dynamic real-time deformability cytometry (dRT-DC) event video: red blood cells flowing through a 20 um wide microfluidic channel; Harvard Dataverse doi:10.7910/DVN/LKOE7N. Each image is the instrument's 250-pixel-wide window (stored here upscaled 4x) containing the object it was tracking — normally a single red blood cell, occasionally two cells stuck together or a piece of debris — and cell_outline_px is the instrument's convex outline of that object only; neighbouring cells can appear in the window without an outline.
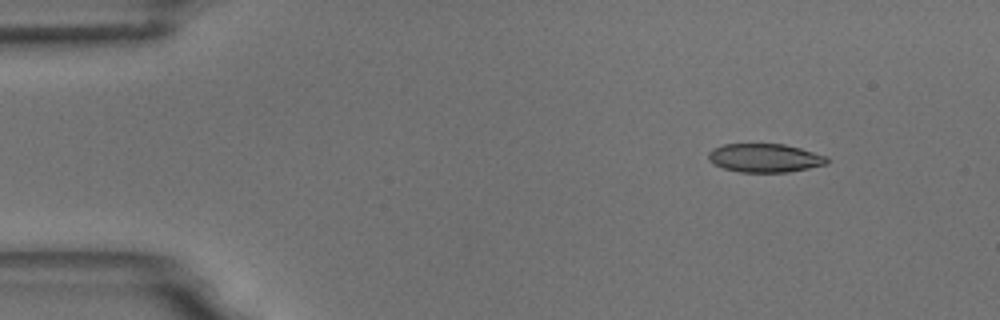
{"species": "common noctule bat (a hibernating species)", "species_latin": "Nyctalus noctula", "temperature_condition": "room temperature", "stored_images_in_passage": 9, "camera_frame_rate_fps": 3000, "um_per_image_px": 0.085, "animal": {"sex": "male", "body_mass_g": 18.8}, "frame": {"image": 1, "passage_image": 2, "time_ms": 0.333, "image_size_px": [1000, 320], "cell_outline_px": [[828, 164], [788, 172], [740, 172], [724, 168], [708, 160], [708, 152], [712, 148], [724, 144], [784, 144], [800, 148], [828, 156]], "centroid_in_image_um": [65.02, 13.42], "position_along_channel_um": 20.0, "area_um2": 19.77}}
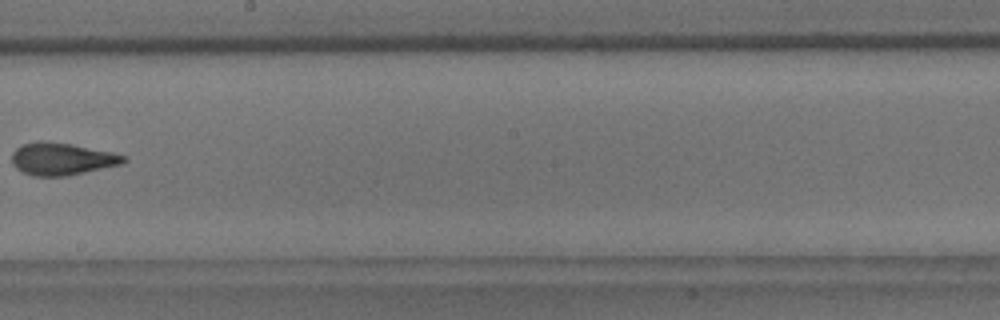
{"frame": {"image": 2, "passage_image": 9, "time_ms": 2.667, "image_size_px": [1000, 320], "cell_outline_px": [[128, 160], [124, 164], [68, 176], [32, 176], [16, 168], [12, 164], [12, 152], [20, 144], [40, 140], [44, 140], [72, 144], [112, 152], [128, 156]], "centroid_in_image_um": [5.28, 13.5], "position_along_channel_um": 242.9, "area_um2": 21.5}}